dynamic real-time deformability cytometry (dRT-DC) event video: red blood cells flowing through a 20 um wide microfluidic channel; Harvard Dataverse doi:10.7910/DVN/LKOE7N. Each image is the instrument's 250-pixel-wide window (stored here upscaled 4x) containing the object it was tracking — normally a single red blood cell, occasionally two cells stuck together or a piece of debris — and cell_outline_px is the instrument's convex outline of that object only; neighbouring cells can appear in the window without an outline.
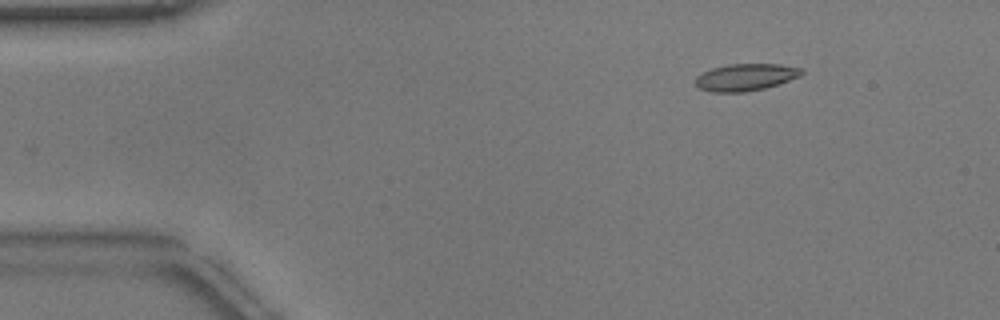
{"species": "common noctule bat (a hibernating species)", "species_latin": "Nyctalus noctula", "temperature_condition": "warm", "stored_images_in_passage": 39, "camera_frame_rate_fps": 3000, "um_per_image_px": 0.085, "animal": {"sex": "male", "body_mass_g": 17.9}, "frame": {"image": 1, "passage_image": 1, "time_ms": 0.0, "image_size_px": [1000, 320], "cell_outline_px": [[804, 72], [800, 76], [764, 88], [744, 92], [712, 92], [700, 88], [696, 84], [696, 76], [712, 68], [728, 64], [780, 64], [800, 68]], "centroid_in_image_um": [63.36, 6.55], "position_along_channel_um": 21.6, "area_um2": 16.47}}
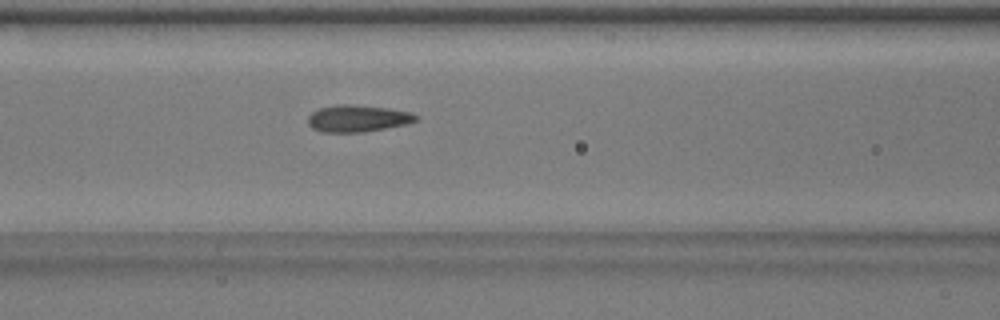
{"frame": {"image": 2, "passage_image": 16, "time_ms": 5.0, "image_size_px": [1000, 320], "cell_outline_px": [[420, 120], [404, 124], [364, 132], [324, 132], [312, 128], [308, 124], [308, 116], [312, 112], [320, 108], [336, 104], [352, 104], [388, 108], [412, 112], [420, 116]], "centroid_in_image_um": [30.42, 10.05], "position_along_channel_um": 136.2, "area_um2": 16.99}}
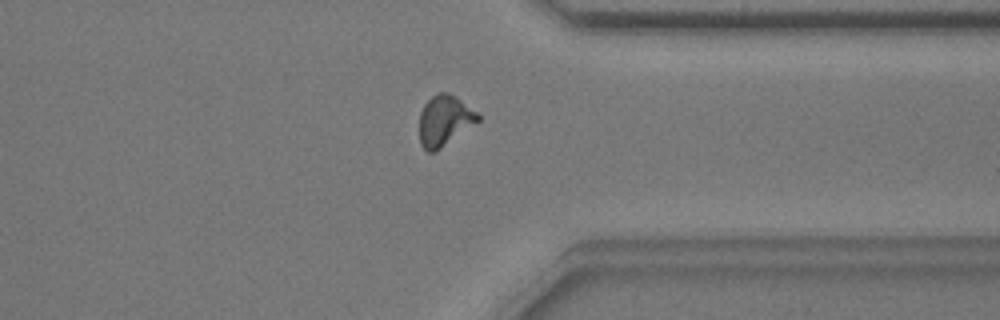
{"frame": {"image": 3, "passage_image": 35, "time_ms": 11.333, "image_size_px": [1000, 320], "cell_outline_px": [[480, 120], [436, 152], [428, 152], [420, 144], [420, 112], [424, 104], [432, 96], [440, 92], [448, 92], [456, 96], [476, 112], [480, 116]], "centroid_in_image_um": [37.77, 10.25], "position_along_channel_um": 373.6, "area_um2": 17.17}, "authors_computed_cell_mechanics": {"area_um2": 16.8198, "velocity_mm_per_s": 3.8101, "shape_relaxation_time_tau1_ms": 3.4968, "shape_relaxation_time_tau2_ms": 1.2139, "deformation_change_tau1": 0.143, "deformation_change_tau2": 0.0966}}